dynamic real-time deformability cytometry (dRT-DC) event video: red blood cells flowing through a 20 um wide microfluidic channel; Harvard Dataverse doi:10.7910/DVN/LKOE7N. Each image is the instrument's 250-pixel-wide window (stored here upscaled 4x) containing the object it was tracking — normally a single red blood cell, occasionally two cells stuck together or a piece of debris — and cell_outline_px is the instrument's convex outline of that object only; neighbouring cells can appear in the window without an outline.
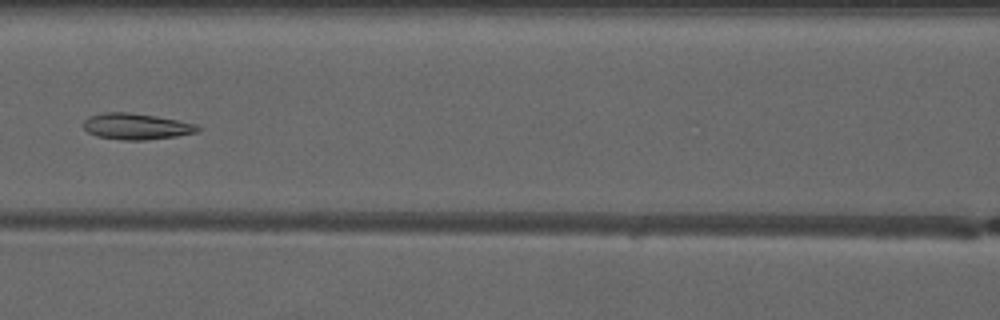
{"species": "common noctule bat (a hibernating species)", "species_latin": "Nyctalus noctula", "temperature_condition": "warm", "stored_images_in_passage": 5, "camera_frame_rate_fps": 3000, "um_per_image_px": 0.085, "animal": {"sex": "male", "forearm_length_mm": 52.5}, "frame": {"image": 1, "passage_image": 5, "time_ms": 6.0, "image_size_px": [1000, 320], "cell_outline_px": [[200, 132], [176, 136], [144, 140], [120, 140], [96, 136], [88, 132], [84, 128], [84, 120], [88, 116], [104, 112], [128, 112], [156, 116], [196, 124], [200, 128]], "centroid_in_image_um": [11.57, 10.74], "position_along_channel_um": 155.0, "area_um2": 17.46}}